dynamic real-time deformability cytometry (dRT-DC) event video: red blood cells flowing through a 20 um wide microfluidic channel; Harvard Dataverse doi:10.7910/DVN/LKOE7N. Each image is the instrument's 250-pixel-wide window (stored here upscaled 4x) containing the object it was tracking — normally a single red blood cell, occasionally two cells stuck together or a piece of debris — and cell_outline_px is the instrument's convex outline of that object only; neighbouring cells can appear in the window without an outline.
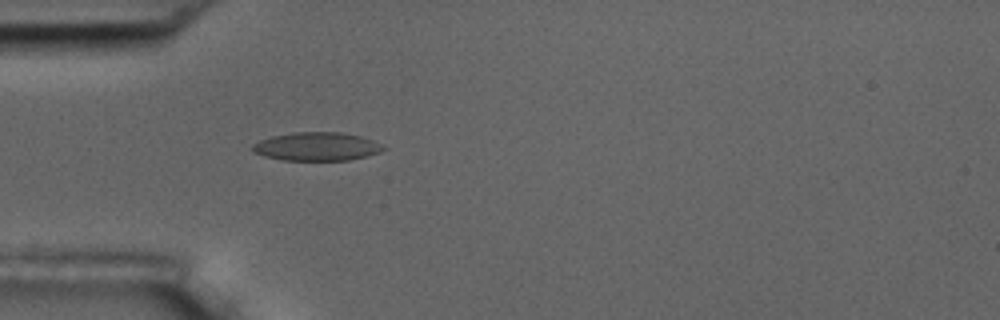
{"species": "common noctule bat (a hibernating species)", "species_latin": "Nyctalus noctula", "temperature_condition": "room temperature", "stored_images_in_passage": 4, "camera_frame_rate_fps": 3000, "um_per_image_px": 0.085, "animal": {"sex": "male", "body_mass_g": 17.5, "forearm_length_mm": 52.3}, "frame": {"image": 1, "passage_image": 4, "time_ms": 4.333, "image_size_px": [1000, 320], "cell_outline_px": [[388, 148], [380, 152], [368, 156], [348, 160], [284, 160], [264, 156], [252, 152], [252, 144], [260, 140], [272, 136], [292, 132], [340, 132], [360, 136], [372, 140]], "centroid_in_image_um": [26.92, 12.45], "position_along_channel_um": 58.1, "area_um2": 21.73}}